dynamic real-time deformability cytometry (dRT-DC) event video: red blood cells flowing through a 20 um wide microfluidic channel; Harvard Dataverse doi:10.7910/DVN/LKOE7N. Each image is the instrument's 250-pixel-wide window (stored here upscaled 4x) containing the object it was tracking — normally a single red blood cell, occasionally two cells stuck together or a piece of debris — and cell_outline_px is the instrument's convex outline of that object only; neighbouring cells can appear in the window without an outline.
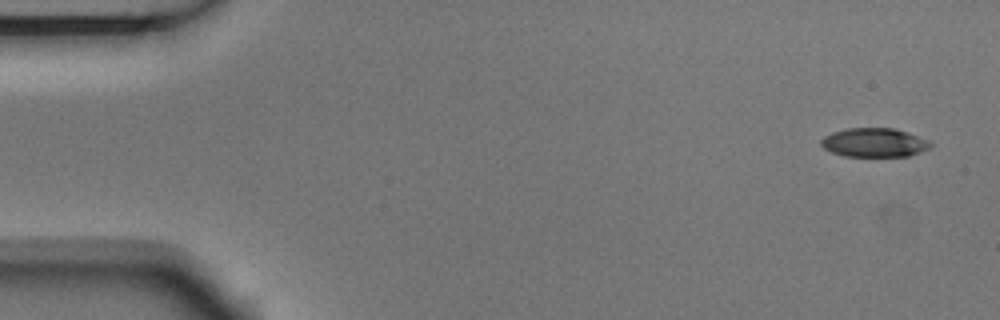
{"species": "Egyptian fruit bat (a non-hibernating species)", "species_latin": "Rousettus aegyptiacus", "temperature_condition": "room temperature", "stored_images_in_passage": 6, "camera_frame_rate_fps": 3000, "um_per_image_px": 0.085, "animal": {"sex": "male"}, "frame": {"image": 1, "passage_image": 1, "time_ms": 0.0, "image_size_px": [1000, 320], "cell_outline_px": [[932, 148], [908, 156], [844, 156], [832, 152], [824, 148], [820, 144], [820, 140], [824, 136], [832, 132], [848, 128], [892, 128], [908, 132], [932, 140]], "centroid_in_image_um": [74.36, 12.11], "position_along_channel_um": 10.6, "area_um2": 18.67}}
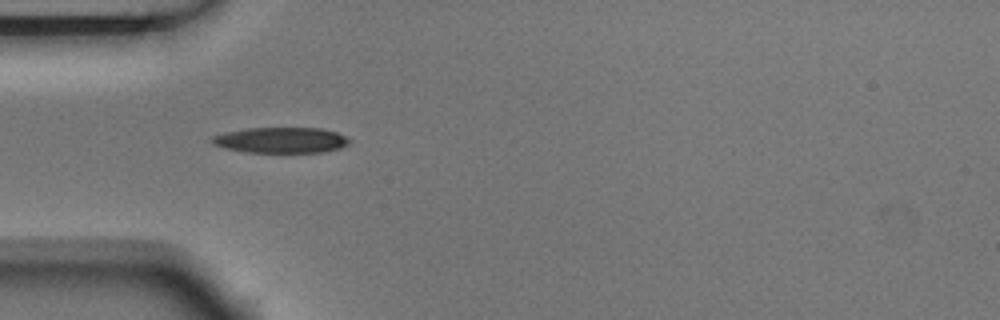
{"frame": {"image": 2, "passage_image": 5, "time_ms": 1.333, "image_size_px": [1000, 320], "cell_outline_px": [[352, 140], [348, 144], [340, 148], [324, 152], [248, 152], [224, 148], [212, 144], [212, 136], [228, 132], [248, 128], [320, 128], [336, 132]], "centroid_in_image_um": [23.91, 11.91], "position_along_channel_um": 61.1, "area_um2": 20.4}}
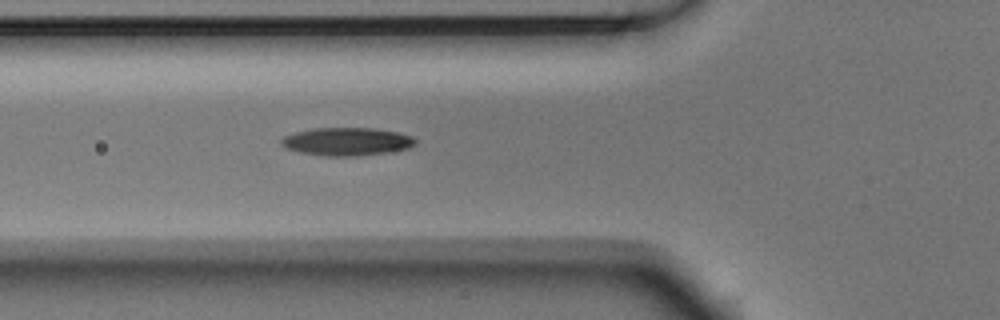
{"frame": {"image": 3, "passage_image": 6, "time_ms": 1.667, "image_size_px": [1000, 320], "cell_outline_px": [[416, 144], [408, 148], [388, 152], [360, 156], [324, 156], [300, 152], [284, 148], [280, 144], [280, 140], [284, 136], [296, 132], [316, 128], [376, 128], [396, 132], [412, 136], [416, 140]], "centroid_in_image_um": [29.47, 12.04], "position_along_channel_um": 96.3, "area_um2": 21.96}}